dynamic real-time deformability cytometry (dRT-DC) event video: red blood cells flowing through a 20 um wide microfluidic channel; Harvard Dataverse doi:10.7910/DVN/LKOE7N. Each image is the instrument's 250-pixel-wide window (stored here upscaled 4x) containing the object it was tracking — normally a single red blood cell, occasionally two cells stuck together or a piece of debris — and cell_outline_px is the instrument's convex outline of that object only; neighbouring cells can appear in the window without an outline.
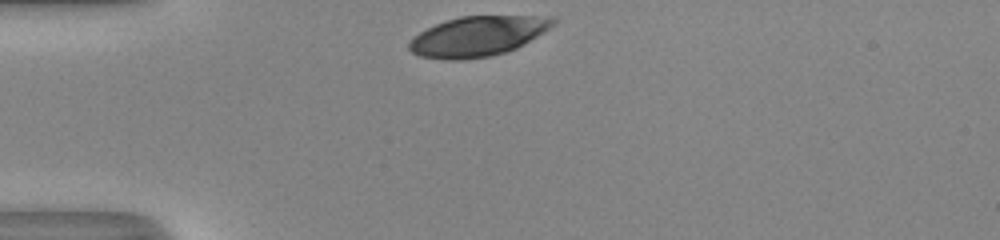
{"species": "human", "species_latin": "Homo sapiens", "temperature_condition": "room temperature", "stored_images_in_passage": 29, "camera_frame_rate_fps": 3000, "um_per_image_px": 0.085, "donor": {"sex": "male"}, "frame": {"image": 1, "passage_image": 1, "time_ms": 0.0, "image_size_px": [1000, 240], "cell_outline_px": [[556, 20], [548, 28], [524, 44], [516, 48], [504, 52], [488, 56], [460, 60], [444, 60], [420, 56], [412, 52], [408, 48], [408, 44], [420, 32], [436, 24], [460, 16], [556, 16]], "centroid_in_image_um": [40.6, 3.08], "position_along_channel_um": 44.4, "area_um2": 33.06}}
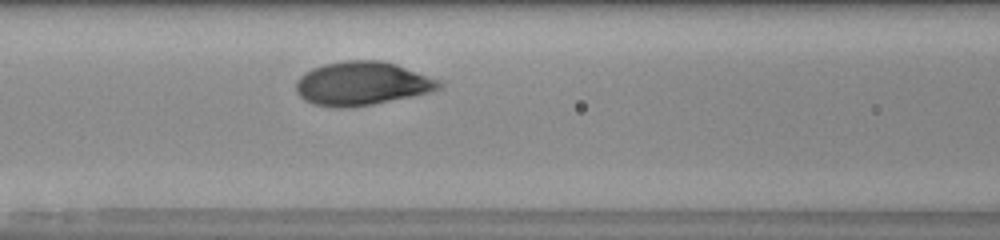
{"frame": {"image": 2, "passage_image": 10, "time_ms": 3.0, "image_size_px": [1000, 240], "cell_outline_px": [[444, 88], [428, 92], [372, 104], [352, 108], [332, 108], [312, 104], [304, 100], [296, 92], [296, 80], [304, 72], [312, 68], [324, 64], [344, 60], [380, 60], [396, 64], [440, 80], [444, 84]], "centroid_in_image_um": [30.73, 7.1], "position_along_channel_um": 135.9, "area_um2": 36.59}}
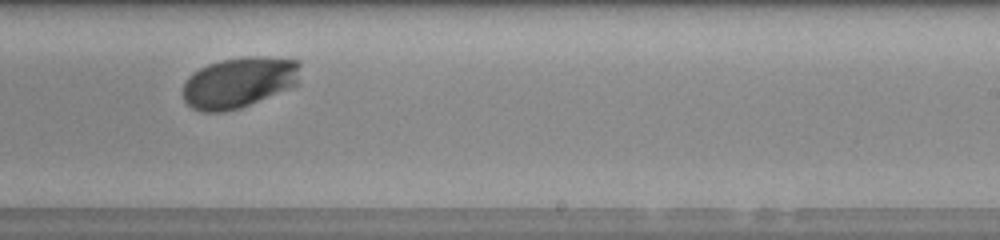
{"frame": {"image": 3, "passage_image": 20, "time_ms": 6.333, "image_size_px": [1000, 240], "cell_outline_px": [[300, 64], [296, 84], [292, 88], [240, 108], [224, 112], [204, 112], [192, 108], [184, 100], [184, 84], [188, 76], [192, 72], [208, 64], [220, 60], [244, 56], [268, 56], [300, 60]], "centroid_in_image_um": [20.32, 6.99], "position_along_channel_um": 268.7, "area_um2": 35.03}, "authors_computed_cell_mechanics": {"area_um2": 35.0268, "velocity_mm_per_s": 4.0057, "shape_relaxation_time_tau1_ms": 3.2002, "shape_relaxation_time_tau2_ms": null, "deformation_change_tau1": 0.1892, "deformation_change_tau2": null}}